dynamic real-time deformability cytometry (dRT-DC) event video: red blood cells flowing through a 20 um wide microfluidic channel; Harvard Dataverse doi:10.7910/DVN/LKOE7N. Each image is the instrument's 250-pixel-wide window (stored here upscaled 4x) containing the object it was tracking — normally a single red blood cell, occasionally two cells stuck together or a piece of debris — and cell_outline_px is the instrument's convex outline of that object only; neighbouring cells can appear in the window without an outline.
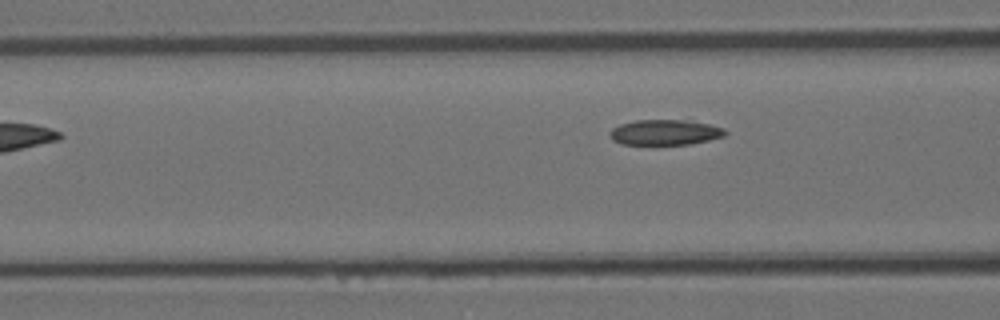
{"species": "Egyptian fruit bat (a non-hibernating species)", "species_latin": "Rousettus aegyptiacus", "temperature_condition": "room temperature", "stored_images_in_passage": 5, "camera_frame_rate_fps": 3000, "um_per_image_px": 0.085, "animal": {"sex": "female"}, "frame": {"image": 1, "passage_image": 5, "time_ms": 4.667, "image_size_px": [1000, 320], "cell_outline_px": [[728, 132], [724, 136], [708, 140], [688, 144], [620, 144], [612, 140], [608, 132], [612, 128], [620, 124], [636, 120], [684, 120], [708, 124], [724, 128]], "centroid_in_image_um": [56.49, 11.25], "position_along_channel_um": 110.1, "area_um2": 16.99}}